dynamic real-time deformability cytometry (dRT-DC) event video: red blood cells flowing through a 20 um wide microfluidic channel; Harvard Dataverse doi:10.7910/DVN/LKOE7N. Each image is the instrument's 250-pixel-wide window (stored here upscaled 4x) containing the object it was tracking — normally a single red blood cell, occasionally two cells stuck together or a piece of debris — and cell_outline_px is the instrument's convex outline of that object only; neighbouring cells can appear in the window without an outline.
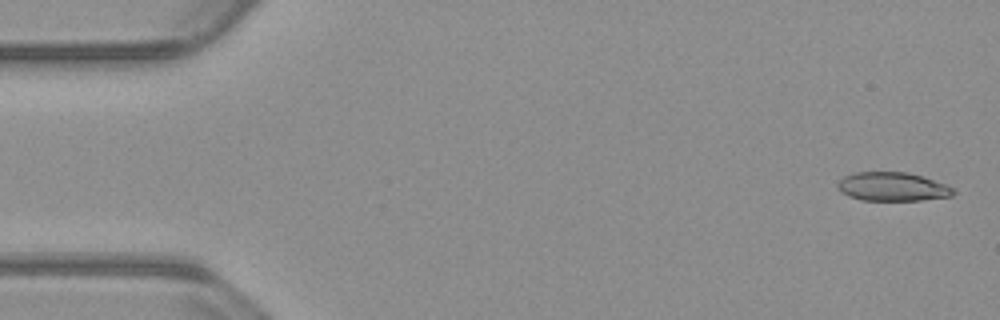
{"species": "common noctule bat (a hibernating species)", "species_latin": "Nyctalus noctula", "temperature_condition": "warm", "stored_images_in_passage": 53, "camera_frame_rate_fps": 3000, "um_per_image_px": 0.085, "animal": {"sex": "male", "body_mass_g": 23.1, "forearm_length_mm": 52.7}, "frame": {"image": 1, "passage_image": 1, "time_ms": 0.0, "image_size_px": [1000, 320], "cell_outline_px": [[956, 192], [952, 196], [920, 200], [860, 200], [848, 196], [840, 192], [836, 184], [844, 176], [856, 172], [908, 172], [924, 176], [956, 188]], "centroid_in_image_um": [75.88, 15.86], "position_along_channel_um": 9.1, "area_um2": 19.59}}
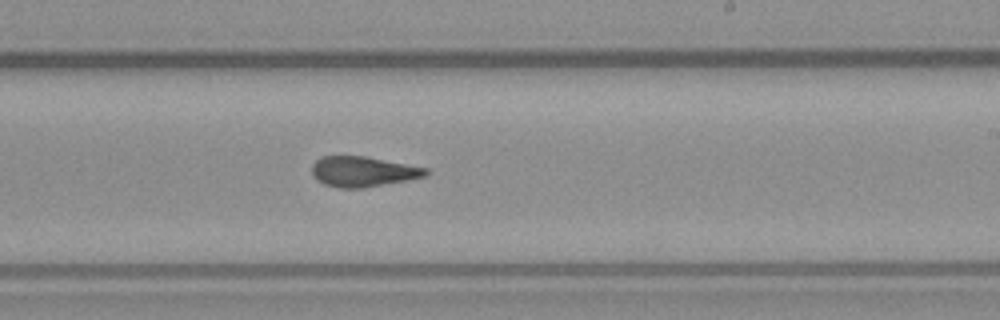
{"frame": {"image": 2, "passage_image": 31, "time_ms": 10.0, "image_size_px": [1000, 320], "cell_outline_px": [[428, 176], [364, 188], [340, 188], [324, 184], [312, 172], [312, 164], [320, 156], [364, 156], [428, 168]], "centroid_in_image_um": [30.87, 14.58], "position_along_channel_um": 258.1, "area_um2": 19.94}}
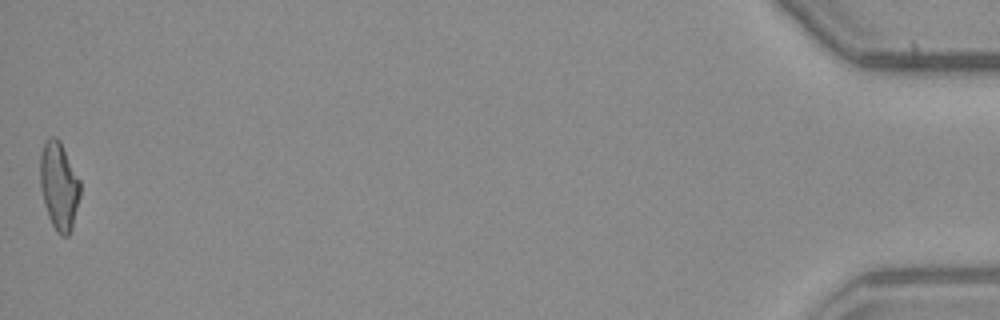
{"frame": {"image": 3, "passage_image": 53, "time_ms": 17.333, "image_size_px": [1000, 320], "cell_outline_px": [[80, 196], [72, 228], [68, 236], [60, 236], [56, 232], [48, 216], [44, 204], [40, 188], [40, 152], [44, 144], [52, 136], [56, 136], [60, 140], [80, 180]], "centroid_in_image_um": [5.01, 15.81], "position_along_channel_um": 430.2, "area_um2": 20.63}, "authors_computed_cell_mechanics": {"area_um2": 20.2878, "velocity_mm_per_s": 3.8162, "shape_relaxation_time_tau1_ms": null, "shape_relaxation_time_tau2_ms": 2.4656, "deformation_change_tau1": null, "deformation_change_tau2": 0.102}}